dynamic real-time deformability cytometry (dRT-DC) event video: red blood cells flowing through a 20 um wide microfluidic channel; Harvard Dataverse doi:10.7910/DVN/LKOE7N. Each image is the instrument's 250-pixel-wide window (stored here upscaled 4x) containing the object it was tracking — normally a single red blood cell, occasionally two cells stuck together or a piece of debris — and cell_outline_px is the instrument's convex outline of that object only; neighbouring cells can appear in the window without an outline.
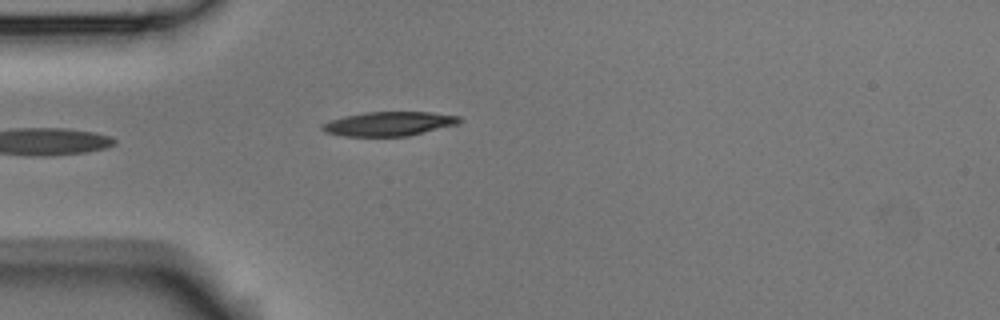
{"species": "Egyptian fruit bat (a non-hibernating species)", "species_latin": "Rousettus aegyptiacus", "temperature_condition": "room temperature", "stored_images_in_passage": 4, "camera_frame_rate_fps": 3000, "um_per_image_px": 0.085, "animal": {"sex": "male"}, "frame": {"image": 1, "passage_image": 4, "time_ms": 1.0, "image_size_px": [1000, 320], "cell_outline_px": [[464, 120], [460, 124], [408, 136], [344, 136], [324, 132], [320, 128], [324, 124], [332, 120], [344, 116], [364, 112], [432, 112], [460, 116]], "centroid_in_image_um": [33.13, 10.52], "position_along_channel_um": 51.9, "area_um2": 19.48}}